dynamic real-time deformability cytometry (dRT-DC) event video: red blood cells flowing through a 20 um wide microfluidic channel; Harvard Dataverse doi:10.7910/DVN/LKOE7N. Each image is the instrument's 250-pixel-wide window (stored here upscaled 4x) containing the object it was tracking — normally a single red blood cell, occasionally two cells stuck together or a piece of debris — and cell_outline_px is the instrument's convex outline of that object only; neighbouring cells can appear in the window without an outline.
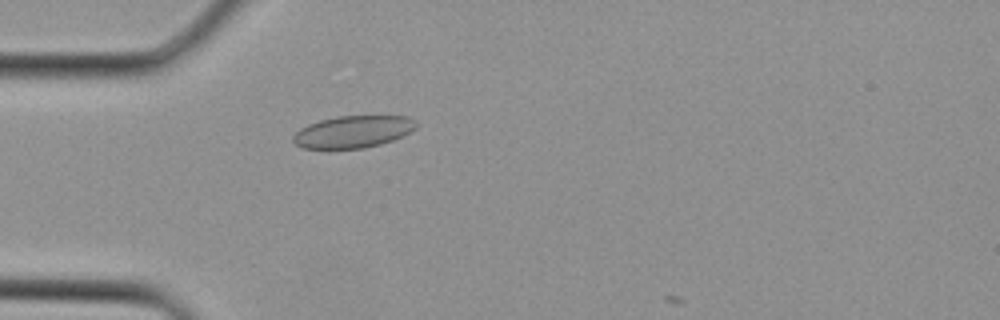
{"species": "Egyptian fruit bat (a non-hibernating species)", "species_latin": "Rousettus aegyptiacus", "temperature_condition": "cold", "stored_images_in_passage": 2, "camera_frame_rate_fps": 3000, "um_per_image_px": 0.085, "animal": {"sex": "female"}, "frame": {"image": 1, "passage_image": 2, "time_ms": 0.333, "image_size_px": [1000, 320], "cell_outline_px": [[416, 128], [392, 140], [380, 144], [364, 148], [304, 148], [296, 144], [292, 140], [292, 136], [300, 128], [308, 124], [320, 120], [336, 116], [408, 116], [416, 120]], "centroid_in_image_um": [29.99, 11.18], "position_along_channel_um": 55.0, "area_um2": 22.83}}